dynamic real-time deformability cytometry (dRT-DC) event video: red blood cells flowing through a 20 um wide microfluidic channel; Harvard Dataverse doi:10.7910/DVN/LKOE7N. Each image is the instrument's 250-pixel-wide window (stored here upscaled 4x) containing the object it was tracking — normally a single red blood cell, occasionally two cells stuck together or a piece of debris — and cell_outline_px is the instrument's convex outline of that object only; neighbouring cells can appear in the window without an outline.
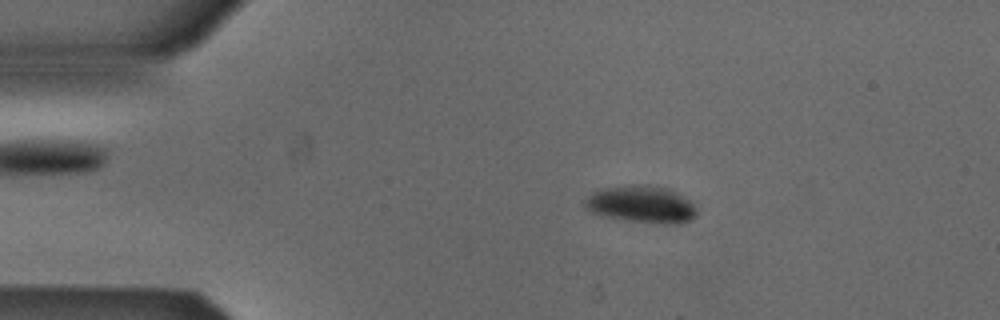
{"species": "Egyptian fruit bat (a non-hibernating species)", "species_latin": "Rousettus aegyptiacus", "temperature_condition": "cold", "stored_images_in_passage": 7, "camera_frame_rate_fps": 3000, "um_per_image_px": 0.085, "animal": {"sex": "male"}, "frame": {"image": 1, "passage_image": 2, "time_ms": 0.333, "image_size_px": [1000, 320], "cell_outline_px": [[696, 212], [688, 220], [680, 224], [664, 224], [628, 220], [608, 216], [592, 212], [584, 208], [584, 200], [592, 192], [600, 188], [640, 184], [648, 184], [668, 188], [692, 200], [696, 208]], "centroid_in_image_um": [54.53, 17.34], "position_along_channel_um": 30.5, "area_um2": 24.22}}
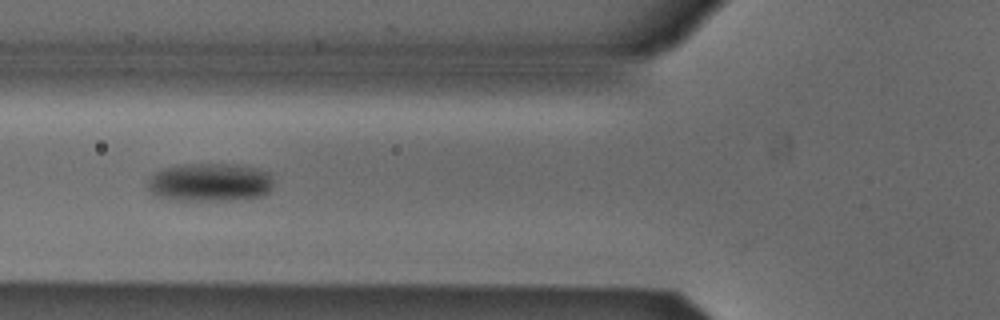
{"frame": {"image": 2, "passage_image": 5, "time_ms": 1.333, "image_size_px": [1000, 320], "cell_outline_px": [[272, 188], [264, 196], [248, 200], [168, 200], [152, 196], [148, 188], [148, 180], [156, 172], [168, 168], [192, 164], [228, 164], [252, 168], [268, 172], [272, 176]], "centroid_in_image_um": [17.85, 15.54], "position_along_channel_um": 107.9, "area_um2": 28.21}}
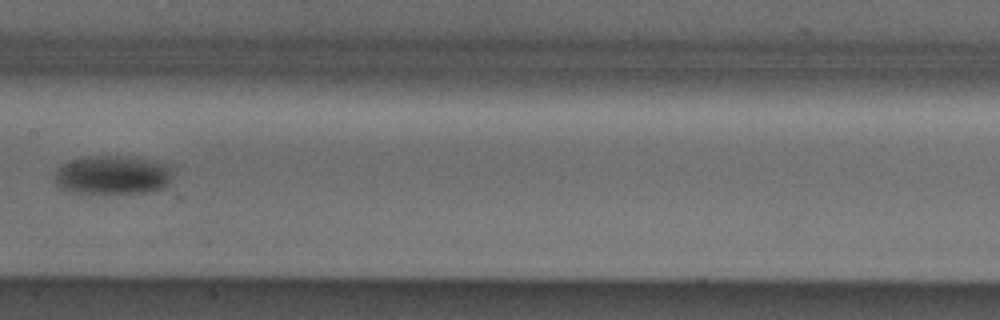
{"frame": {"image": 3, "passage_image": 7, "time_ms": 2.0, "image_size_px": [1000, 320], "cell_outline_px": [[172, 176], [168, 184], [164, 188], [148, 192], [84, 196], [60, 188], [56, 184], [52, 176], [56, 168], [72, 160], [88, 156], [124, 156], [152, 160], [172, 164]], "centroid_in_image_um": [9.55, 14.92], "position_along_channel_um": 197.9, "area_um2": 27.98}}